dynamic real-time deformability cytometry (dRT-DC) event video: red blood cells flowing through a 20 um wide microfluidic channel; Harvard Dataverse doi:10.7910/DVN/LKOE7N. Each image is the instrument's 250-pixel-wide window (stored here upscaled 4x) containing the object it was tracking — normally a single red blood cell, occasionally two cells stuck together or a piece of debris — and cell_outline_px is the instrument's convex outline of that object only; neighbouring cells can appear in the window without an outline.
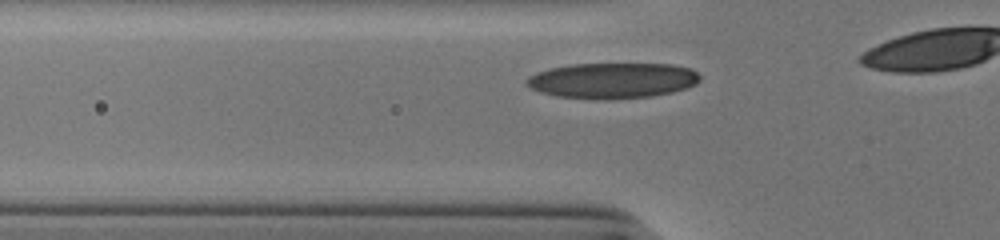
{"species": "human", "species_latin": "Homo sapiens", "temperature_condition": "cold", "stored_images_in_passage": 10, "camera_frame_rate_fps": 3000, "um_per_image_px": 0.085, "donor": {"sex": "male"}, "frame": {"image": 1, "passage_image": 4, "time_ms": 1.0, "image_size_px": [1000, 240], "cell_outline_px": [[700, 80], [696, 84], [672, 92], [652, 96], [556, 96], [540, 92], [524, 84], [524, 80], [528, 76], [536, 72], [548, 68], [572, 64], [672, 64], [692, 68], [700, 76]], "centroid_in_image_um": [52.06, 6.78], "position_along_channel_um": 73.7, "area_um2": 34.85}}
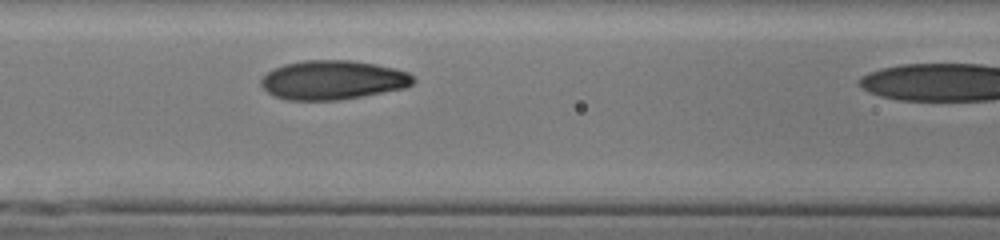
{"frame": {"image": 2, "passage_image": 9, "time_ms": 2.667, "image_size_px": [1000, 240], "cell_outline_px": [[416, 80], [412, 84], [404, 88], [340, 100], [288, 100], [276, 96], [268, 92], [260, 84], [260, 80], [268, 72], [284, 64], [308, 60], [348, 60], [376, 64], [396, 68], [408, 72], [416, 76]], "centroid_in_image_um": [28.33, 6.8], "position_along_channel_um": 138.3, "area_um2": 34.62}}